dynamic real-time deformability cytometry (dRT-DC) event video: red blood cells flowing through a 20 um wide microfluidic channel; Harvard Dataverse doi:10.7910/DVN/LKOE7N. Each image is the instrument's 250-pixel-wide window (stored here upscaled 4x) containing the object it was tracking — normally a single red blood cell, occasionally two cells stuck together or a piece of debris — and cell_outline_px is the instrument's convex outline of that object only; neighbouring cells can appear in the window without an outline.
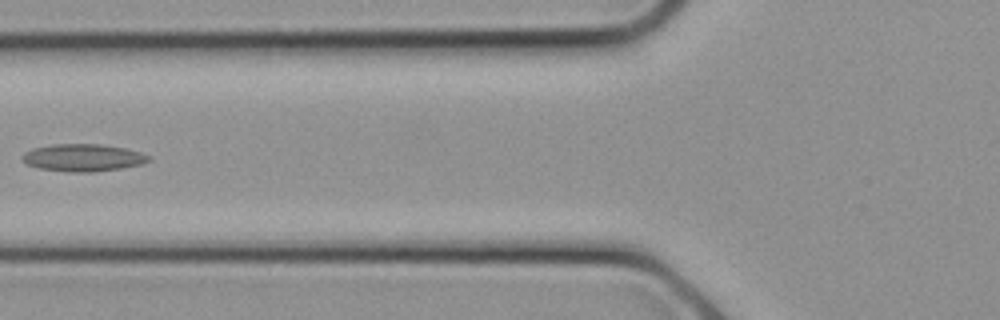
{"species": "common noctule bat (a hibernating species)", "species_latin": "Nyctalus noctula", "temperature_condition": "cold", "stored_images_in_passage": 23, "camera_frame_rate_fps": 3000, "um_per_image_px": 0.085, "animal": {"sex": "female", "body_mass_g": 21.9}, "frame": {"image": 1, "passage_image": 8, "time_ms": 2.333, "image_size_px": [1000, 320], "cell_outline_px": [[152, 160], [140, 164], [120, 168], [92, 172], [68, 172], [40, 168], [28, 164], [20, 156], [24, 152], [32, 148], [52, 144], [100, 144], [124, 148], [140, 152], [152, 156]], "centroid_in_image_um": [7.06, 13.39], "position_along_channel_um": 118.7, "area_um2": 20.11}}
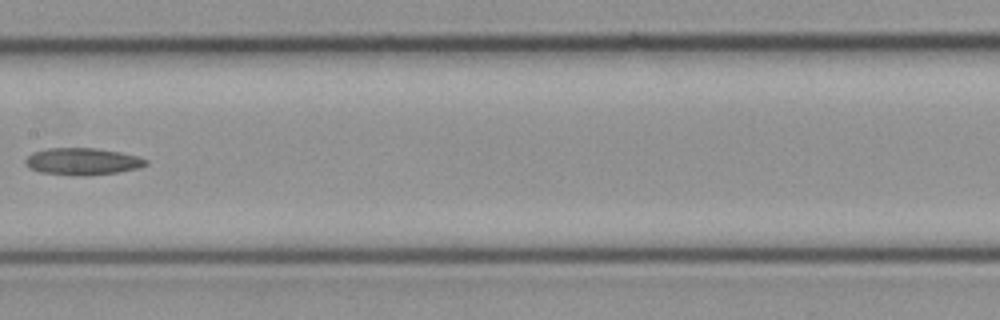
{"frame": {"image": 2, "passage_image": 11, "time_ms": 3.333, "image_size_px": [1000, 320], "cell_outline_px": [[148, 164], [136, 168], [120, 172], [84, 176], [40, 172], [28, 168], [24, 164], [24, 160], [32, 152], [48, 148], [96, 148], [120, 152], [136, 156], [148, 160]], "centroid_in_image_um": [6.98, 13.72], "position_along_channel_um": 200.4, "area_um2": 18.96}}
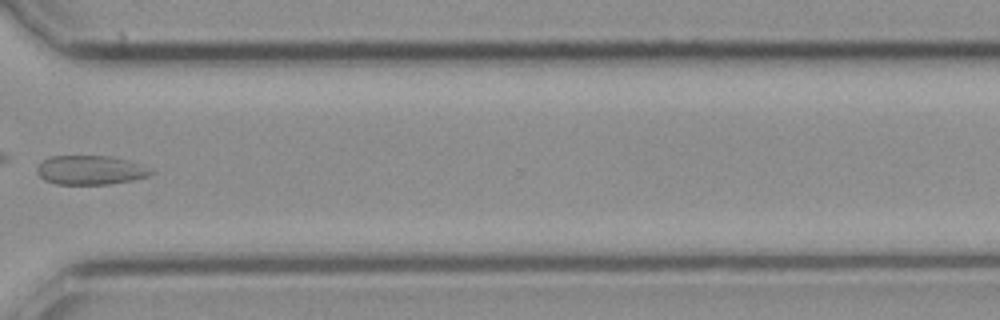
{"frame": {"image": 3, "passage_image": 17, "time_ms": 5.333, "image_size_px": [1000, 320], "cell_outline_px": [[156, 172], [152, 176], [132, 180], [108, 184], [56, 184], [44, 180], [36, 172], [36, 164], [40, 160], [48, 156], [112, 156], [128, 160], [156, 168]], "centroid_in_image_um": [7.73, 14.45], "position_along_channel_um": 362.9, "area_um2": 20.0}}